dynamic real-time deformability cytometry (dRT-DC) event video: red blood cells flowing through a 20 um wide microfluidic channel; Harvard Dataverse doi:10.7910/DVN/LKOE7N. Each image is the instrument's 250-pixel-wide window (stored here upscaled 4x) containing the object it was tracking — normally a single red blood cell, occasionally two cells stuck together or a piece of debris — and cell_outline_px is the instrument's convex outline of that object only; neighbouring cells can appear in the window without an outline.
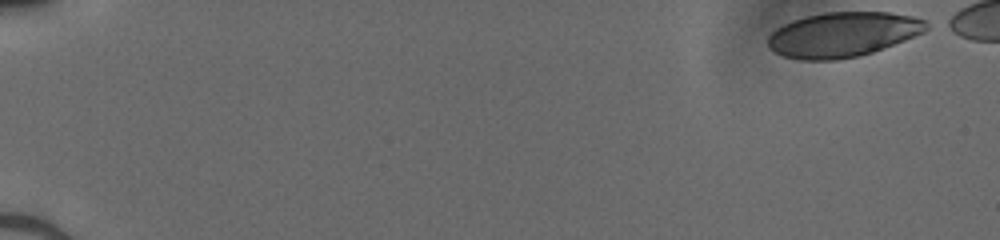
{"species": "human", "species_latin": "Homo sapiens", "temperature_condition": "cold", "stored_images_in_passage": 44, "camera_frame_rate_fps": 3000, "um_per_image_px": 0.085, "donor": {"sex": "male"}, "frame": {"image": 1, "passage_image": 1, "time_ms": 0.0, "image_size_px": [1000, 240], "cell_outline_px": [[932, 24], [924, 32], [904, 40], [872, 52], [860, 56], [836, 60], [800, 60], [784, 56], [768, 48], [768, 36], [776, 28], [792, 20], [804, 16], [824, 12], [888, 12], [912, 16], [924, 20]], "centroid_in_image_um": [71.63, 2.93], "position_along_channel_um": 13.4, "area_um2": 41.5}}
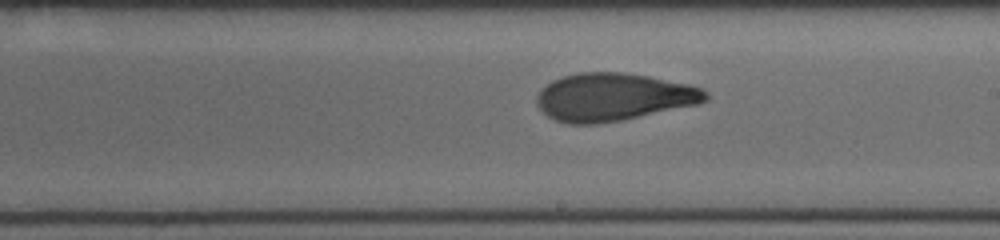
{"frame": {"image": 2, "passage_image": 30, "time_ms": 9.667, "image_size_px": [1000, 240], "cell_outline_px": [[708, 100], [696, 104], [624, 120], [596, 124], [568, 124], [556, 120], [548, 116], [540, 108], [536, 100], [536, 96], [540, 88], [552, 80], [576, 72], [624, 72], [648, 76], [688, 84], [704, 88], [708, 92]], "centroid_in_image_um": [52.13, 8.24], "position_along_channel_um": 236.9, "area_um2": 47.16}}
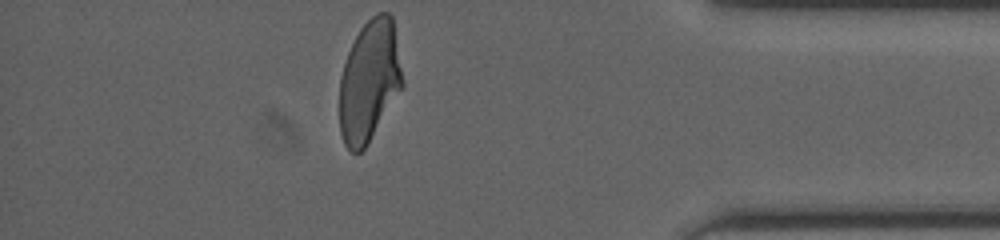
{"frame": {"image": 3, "passage_image": 44, "time_ms": 14.333, "image_size_px": [1000, 240], "cell_outline_px": [[404, 84], [368, 144], [360, 152], [352, 152], [344, 144], [340, 132], [340, 76], [348, 52], [360, 28], [376, 12], [388, 12], [392, 16], [404, 80]], "centroid_in_image_um": [31.4, 6.88], "position_along_channel_um": 403.8, "area_um2": 44.45}}